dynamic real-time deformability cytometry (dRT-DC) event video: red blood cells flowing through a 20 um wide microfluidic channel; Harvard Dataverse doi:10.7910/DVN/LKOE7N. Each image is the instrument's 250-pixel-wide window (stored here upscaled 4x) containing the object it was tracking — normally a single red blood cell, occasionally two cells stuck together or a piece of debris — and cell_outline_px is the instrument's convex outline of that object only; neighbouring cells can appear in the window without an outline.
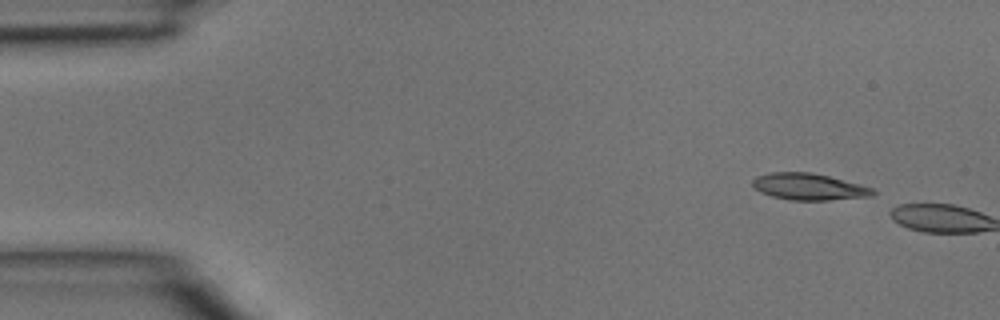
{"species": "common noctule bat (a hibernating species)", "species_latin": "Nyctalus noctula", "temperature_condition": "room temperature", "stored_images_in_passage": 4, "camera_frame_rate_fps": 3000, "um_per_image_px": 0.085, "animal": {"sex": "male", "body_mass_g": 15.6}, "frame": {"image": 1, "passage_image": 4, "time_ms": 1.0, "image_size_px": [1000, 320], "cell_outline_px": [[876, 192], [872, 196], [828, 200], [788, 200], [772, 196], [760, 192], [752, 184], [752, 180], [756, 176], [772, 172], [808, 172], [828, 176], [860, 184], [872, 188]], "centroid_in_image_um": [68.74, 15.87], "position_along_channel_um": 16.3, "area_um2": 18.55}}